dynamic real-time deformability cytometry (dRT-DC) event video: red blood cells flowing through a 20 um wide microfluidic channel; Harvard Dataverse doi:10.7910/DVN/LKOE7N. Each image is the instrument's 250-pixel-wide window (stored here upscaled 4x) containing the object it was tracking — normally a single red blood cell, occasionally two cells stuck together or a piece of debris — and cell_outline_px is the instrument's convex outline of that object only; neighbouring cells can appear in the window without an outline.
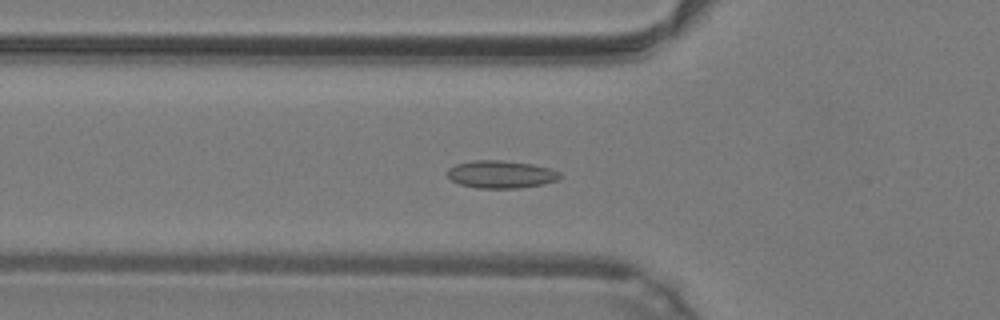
{"species": "common noctule bat (a hibernating species)", "species_latin": "Nyctalus noctula", "temperature_condition": "warm", "stored_images_in_passage": 49, "camera_frame_rate_fps": 3000, "um_per_image_px": 0.085, "animal": {"sex": "male", "body_mass_g": 19.2, "forearm_length_mm": 51.8}, "frame": {"image": 1, "passage_image": 17, "time_ms": 5.333, "image_size_px": [1000, 320], "cell_outline_px": [[560, 180], [544, 184], [516, 188], [476, 188], [460, 184], [452, 180], [448, 176], [448, 168], [456, 164], [472, 160], [500, 160], [532, 164], [548, 168], [560, 172]], "centroid_in_image_um": [42.59, 14.82], "position_along_channel_um": 83.2, "area_um2": 18.09}}
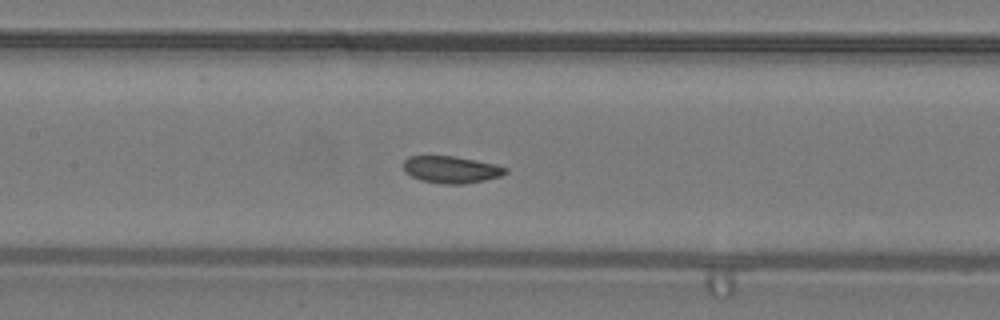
{"frame": {"image": 2, "passage_image": 23, "time_ms": 7.333, "image_size_px": [1000, 320], "cell_outline_px": [[508, 172], [500, 176], [484, 180], [464, 184], [444, 184], [420, 180], [404, 172], [404, 160], [408, 156], [452, 156], [496, 164], [508, 168]], "centroid_in_image_um": [38.35, 14.41], "position_along_channel_um": 169.1, "area_um2": 16.01}}
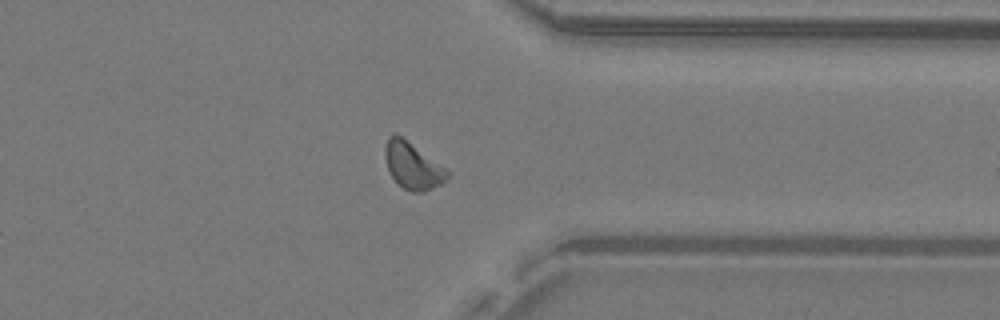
{"frame": {"image": 3, "passage_image": 38, "time_ms": 12.333, "image_size_px": [1000, 320], "cell_outline_px": [[448, 180], [424, 192], [412, 192], [404, 188], [392, 176], [388, 168], [384, 156], [384, 148], [388, 136], [400, 136], [444, 168], [448, 172]], "centroid_in_image_um": [35.06, 14.12], "position_along_channel_um": 376.3, "area_um2": 16.18}, "authors_computed_cell_mechanics": {"area_um2": 16.473, "velocity_mm_per_s": 4.2577, "shape_relaxation_time_tau1_ms": 7.3827, "shape_relaxation_time_tau2_ms": null, "deformation_change_tau1": 0.1199, "deformation_change_tau2": null}}